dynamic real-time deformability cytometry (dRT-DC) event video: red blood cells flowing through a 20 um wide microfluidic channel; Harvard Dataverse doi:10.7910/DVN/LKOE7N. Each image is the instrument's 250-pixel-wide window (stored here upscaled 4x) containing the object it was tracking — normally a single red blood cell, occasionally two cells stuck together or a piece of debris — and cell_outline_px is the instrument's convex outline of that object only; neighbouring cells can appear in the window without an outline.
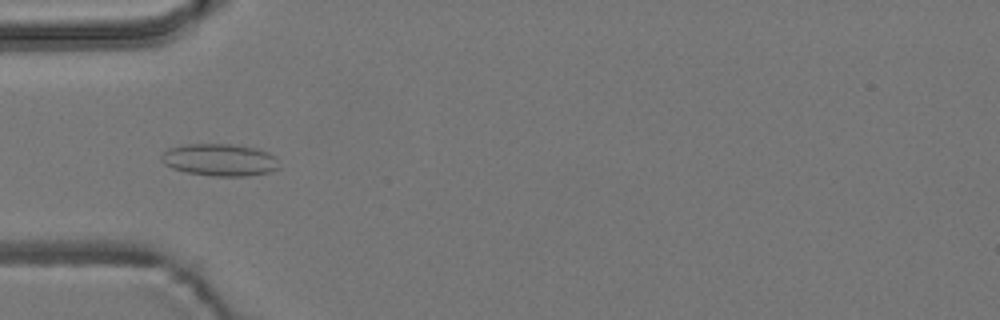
{"species": "common noctule bat (a hibernating species)", "species_latin": "Nyctalus noctula", "temperature_condition": "room temperature", "stored_images_in_passage": 7, "camera_frame_rate_fps": 3000, "um_per_image_px": 0.085, "animal": {"sex": "male", "body_mass_g": 19.2, "forearm_length_mm": 51.8}, "frame": {"image": 1, "passage_image": 3, "time_ms": 0.667, "image_size_px": [1000, 320], "cell_outline_px": [[280, 168], [268, 172], [244, 176], [212, 176], [184, 172], [172, 168], [164, 164], [160, 160], [160, 156], [168, 148], [184, 144], [232, 144], [256, 148], [268, 152], [276, 156]], "centroid_in_image_um": [18.66, 13.58], "position_along_channel_um": 66.3, "area_um2": 22.31}}
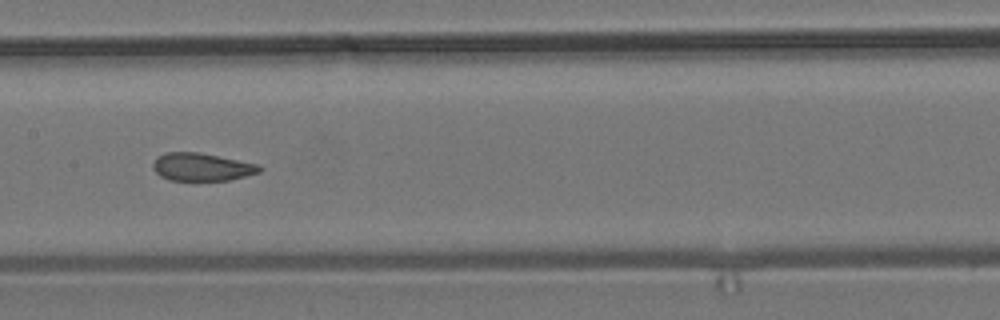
{"frame": {"image": 2, "passage_image": 6, "time_ms": 1.667, "image_size_px": [1000, 320], "cell_outline_px": [[264, 168], [260, 172], [228, 180], [168, 180], [160, 176], [152, 168], [152, 164], [156, 156], [164, 152], [200, 152], [260, 164]], "centroid_in_image_um": [17.14, 14.18], "position_along_channel_um": 190.3, "area_um2": 17.51}}
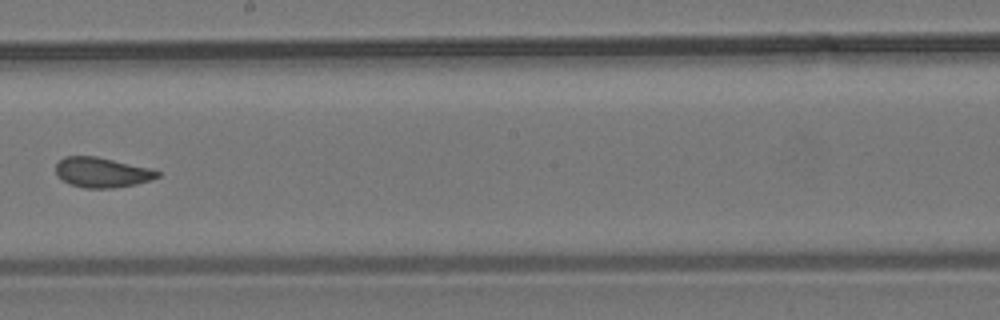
{"frame": {"image": 3, "passage_image": 7, "time_ms": 2.0, "image_size_px": [1000, 320], "cell_outline_px": [[160, 176], [152, 180], [136, 184], [112, 188], [84, 188], [68, 184], [56, 172], [56, 164], [64, 156], [96, 156], [148, 168], [160, 172]], "centroid_in_image_um": [8.66, 14.66], "position_along_channel_um": 239.5, "area_um2": 17.63}}